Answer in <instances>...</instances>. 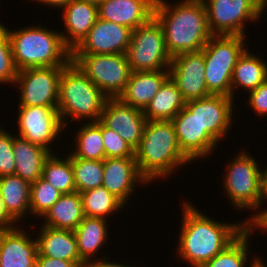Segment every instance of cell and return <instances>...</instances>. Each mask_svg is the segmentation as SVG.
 <instances>
[{"label": "cell", "mask_w": 267, "mask_h": 267, "mask_svg": "<svg viewBox=\"0 0 267 267\" xmlns=\"http://www.w3.org/2000/svg\"><path fill=\"white\" fill-rule=\"evenodd\" d=\"M107 99L108 97L74 62L71 61L62 70L59 79L57 108L65 128L69 127L67 123L69 119L71 121L78 120L79 124L84 120V122L100 120Z\"/></svg>", "instance_id": "obj_5"}, {"label": "cell", "mask_w": 267, "mask_h": 267, "mask_svg": "<svg viewBox=\"0 0 267 267\" xmlns=\"http://www.w3.org/2000/svg\"><path fill=\"white\" fill-rule=\"evenodd\" d=\"M226 164L222 187L233 208L254 210L246 219L248 224L262 209V169L250 152L242 151ZM225 176V177H224ZM255 213V214H254Z\"/></svg>", "instance_id": "obj_6"}, {"label": "cell", "mask_w": 267, "mask_h": 267, "mask_svg": "<svg viewBox=\"0 0 267 267\" xmlns=\"http://www.w3.org/2000/svg\"><path fill=\"white\" fill-rule=\"evenodd\" d=\"M247 95L249 97L245 103L253 109L254 114H258L259 118L267 116V80L256 89L249 91Z\"/></svg>", "instance_id": "obj_39"}, {"label": "cell", "mask_w": 267, "mask_h": 267, "mask_svg": "<svg viewBox=\"0 0 267 267\" xmlns=\"http://www.w3.org/2000/svg\"><path fill=\"white\" fill-rule=\"evenodd\" d=\"M99 121L136 150L147 120L143 110L125 104L119 98H108Z\"/></svg>", "instance_id": "obj_15"}, {"label": "cell", "mask_w": 267, "mask_h": 267, "mask_svg": "<svg viewBox=\"0 0 267 267\" xmlns=\"http://www.w3.org/2000/svg\"><path fill=\"white\" fill-rule=\"evenodd\" d=\"M168 78L169 70L131 72L126 88L119 99L127 105L144 111Z\"/></svg>", "instance_id": "obj_22"}, {"label": "cell", "mask_w": 267, "mask_h": 267, "mask_svg": "<svg viewBox=\"0 0 267 267\" xmlns=\"http://www.w3.org/2000/svg\"><path fill=\"white\" fill-rule=\"evenodd\" d=\"M182 153L191 161L209 157L219 144L198 122L195 114L182 108L171 120ZM214 150V151H213Z\"/></svg>", "instance_id": "obj_16"}, {"label": "cell", "mask_w": 267, "mask_h": 267, "mask_svg": "<svg viewBox=\"0 0 267 267\" xmlns=\"http://www.w3.org/2000/svg\"><path fill=\"white\" fill-rule=\"evenodd\" d=\"M244 36L213 35L202 48L205 80L211 95L231 97V78L238 59L248 46Z\"/></svg>", "instance_id": "obj_7"}, {"label": "cell", "mask_w": 267, "mask_h": 267, "mask_svg": "<svg viewBox=\"0 0 267 267\" xmlns=\"http://www.w3.org/2000/svg\"><path fill=\"white\" fill-rule=\"evenodd\" d=\"M84 216L103 218L109 215L113 217L125 205L114 195L108 192L103 186L80 193ZM107 218V219H106Z\"/></svg>", "instance_id": "obj_33"}, {"label": "cell", "mask_w": 267, "mask_h": 267, "mask_svg": "<svg viewBox=\"0 0 267 267\" xmlns=\"http://www.w3.org/2000/svg\"><path fill=\"white\" fill-rule=\"evenodd\" d=\"M126 57L131 72L169 70L172 57L165 46L163 28L154 17L132 30Z\"/></svg>", "instance_id": "obj_10"}, {"label": "cell", "mask_w": 267, "mask_h": 267, "mask_svg": "<svg viewBox=\"0 0 267 267\" xmlns=\"http://www.w3.org/2000/svg\"><path fill=\"white\" fill-rule=\"evenodd\" d=\"M14 65L17 70L37 67L67 66L72 51L65 45L59 30L41 25L7 28Z\"/></svg>", "instance_id": "obj_4"}, {"label": "cell", "mask_w": 267, "mask_h": 267, "mask_svg": "<svg viewBox=\"0 0 267 267\" xmlns=\"http://www.w3.org/2000/svg\"><path fill=\"white\" fill-rule=\"evenodd\" d=\"M103 168L102 186L124 205H128L137 185H150L140 173L136 158H105Z\"/></svg>", "instance_id": "obj_18"}, {"label": "cell", "mask_w": 267, "mask_h": 267, "mask_svg": "<svg viewBox=\"0 0 267 267\" xmlns=\"http://www.w3.org/2000/svg\"><path fill=\"white\" fill-rule=\"evenodd\" d=\"M253 232V233H252ZM254 234V231L248 227L223 251L216 254L211 260L205 263L202 267H246L247 262L252 255L250 254V238ZM249 248V249H248ZM257 255V256H256ZM253 255L252 261H249L248 267H254L262 258L256 254Z\"/></svg>", "instance_id": "obj_30"}, {"label": "cell", "mask_w": 267, "mask_h": 267, "mask_svg": "<svg viewBox=\"0 0 267 267\" xmlns=\"http://www.w3.org/2000/svg\"><path fill=\"white\" fill-rule=\"evenodd\" d=\"M68 156L72 162L77 192L81 193L102 186L103 161L78 158L71 152L68 153Z\"/></svg>", "instance_id": "obj_34"}, {"label": "cell", "mask_w": 267, "mask_h": 267, "mask_svg": "<svg viewBox=\"0 0 267 267\" xmlns=\"http://www.w3.org/2000/svg\"><path fill=\"white\" fill-rule=\"evenodd\" d=\"M185 107V100L169 77L144 110L146 120L171 121Z\"/></svg>", "instance_id": "obj_29"}, {"label": "cell", "mask_w": 267, "mask_h": 267, "mask_svg": "<svg viewBox=\"0 0 267 267\" xmlns=\"http://www.w3.org/2000/svg\"><path fill=\"white\" fill-rule=\"evenodd\" d=\"M32 1L37 2L39 4L41 3L42 6L44 4V6L49 5L51 8L52 7L58 8V12H59V9L61 10L71 0H32Z\"/></svg>", "instance_id": "obj_44"}, {"label": "cell", "mask_w": 267, "mask_h": 267, "mask_svg": "<svg viewBox=\"0 0 267 267\" xmlns=\"http://www.w3.org/2000/svg\"><path fill=\"white\" fill-rule=\"evenodd\" d=\"M132 29L98 18L72 53L126 54Z\"/></svg>", "instance_id": "obj_17"}, {"label": "cell", "mask_w": 267, "mask_h": 267, "mask_svg": "<svg viewBox=\"0 0 267 267\" xmlns=\"http://www.w3.org/2000/svg\"><path fill=\"white\" fill-rule=\"evenodd\" d=\"M247 48L235 65L231 78V97L241 88L245 93L256 89L267 80V63L261 55H255ZM253 53V54H252ZM260 56V57H259ZM235 89H239L235 91Z\"/></svg>", "instance_id": "obj_25"}, {"label": "cell", "mask_w": 267, "mask_h": 267, "mask_svg": "<svg viewBox=\"0 0 267 267\" xmlns=\"http://www.w3.org/2000/svg\"><path fill=\"white\" fill-rule=\"evenodd\" d=\"M41 226L36 238L39 255L72 262H84L80 258L74 231Z\"/></svg>", "instance_id": "obj_23"}, {"label": "cell", "mask_w": 267, "mask_h": 267, "mask_svg": "<svg viewBox=\"0 0 267 267\" xmlns=\"http://www.w3.org/2000/svg\"><path fill=\"white\" fill-rule=\"evenodd\" d=\"M195 206L188 200L183 202L176 254L191 267H202L230 245L247 228V223L219 222Z\"/></svg>", "instance_id": "obj_1"}, {"label": "cell", "mask_w": 267, "mask_h": 267, "mask_svg": "<svg viewBox=\"0 0 267 267\" xmlns=\"http://www.w3.org/2000/svg\"><path fill=\"white\" fill-rule=\"evenodd\" d=\"M154 18L163 28L165 46L171 57L202 50L213 36L203 0H180L175 4L156 0Z\"/></svg>", "instance_id": "obj_2"}, {"label": "cell", "mask_w": 267, "mask_h": 267, "mask_svg": "<svg viewBox=\"0 0 267 267\" xmlns=\"http://www.w3.org/2000/svg\"><path fill=\"white\" fill-rule=\"evenodd\" d=\"M107 222L108 220L103 218L85 216L74 230L80 258L85 263L91 261L93 257L95 260L97 252L108 242L110 229Z\"/></svg>", "instance_id": "obj_26"}, {"label": "cell", "mask_w": 267, "mask_h": 267, "mask_svg": "<svg viewBox=\"0 0 267 267\" xmlns=\"http://www.w3.org/2000/svg\"><path fill=\"white\" fill-rule=\"evenodd\" d=\"M87 2H90L92 4H95V5H99L100 3H102L104 0H85Z\"/></svg>", "instance_id": "obj_47"}, {"label": "cell", "mask_w": 267, "mask_h": 267, "mask_svg": "<svg viewBox=\"0 0 267 267\" xmlns=\"http://www.w3.org/2000/svg\"><path fill=\"white\" fill-rule=\"evenodd\" d=\"M264 208L247 224V227L252 231L255 230L256 232V229H260L263 234L267 232V208Z\"/></svg>", "instance_id": "obj_41"}, {"label": "cell", "mask_w": 267, "mask_h": 267, "mask_svg": "<svg viewBox=\"0 0 267 267\" xmlns=\"http://www.w3.org/2000/svg\"><path fill=\"white\" fill-rule=\"evenodd\" d=\"M17 72L7 27L0 22V84L14 85Z\"/></svg>", "instance_id": "obj_36"}, {"label": "cell", "mask_w": 267, "mask_h": 267, "mask_svg": "<svg viewBox=\"0 0 267 267\" xmlns=\"http://www.w3.org/2000/svg\"><path fill=\"white\" fill-rule=\"evenodd\" d=\"M262 170V199L264 205V203L267 201V166Z\"/></svg>", "instance_id": "obj_45"}, {"label": "cell", "mask_w": 267, "mask_h": 267, "mask_svg": "<svg viewBox=\"0 0 267 267\" xmlns=\"http://www.w3.org/2000/svg\"><path fill=\"white\" fill-rule=\"evenodd\" d=\"M156 0H104L98 5L99 18L132 30L154 17Z\"/></svg>", "instance_id": "obj_21"}, {"label": "cell", "mask_w": 267, "mask_h": 267, "mask_svg": "<svg viewBox=\"0 0 267 267\" xmlns=\"http://www.w3.org/2000/svg\"><path fill=\"white\" fill-rule=\"evenodd\" d=\"M31 184L17 175L0 177V195L8 214L18 223L30 215Z\"/></svg>", "instance_id": "obj_28"}, {"label": "cell", "mask_w": 267, "mask_h": 267, "mask_svg": "<svg viewBox=\"0 0 267 267\" xmlns=\"http://www.w3.org/2000/svg\"><path fill=\"white\" fill-rule=\"evenodd\" d=\"M233 105L236 107L233 98L224 95H210L185 102V107L196 115L201 127L218 143L232 129L235 109Z\"/></svg>", "instance_id": "obj_14"}, {"label": "cell", "mask_w": 267, "mask_h": 267, "mask_svg": "<svg viewBox=\"0 0 267 267\" xmlns=\"http://www.w3.org/2000/svg\"><path fill=\"white\" fill-rule=\"evenodd\" d=\"M72 62L108 98H119L131 74L126 54L72 53Z\"/></svg>", "instance_id": "obj_8"}, {"label": "cell", "mask_w": 267, "mask_h": 267, "mask_svg": "<svg viewBox=\"0 0 267 267\" xmlns=\"http://www.w3.org/2000/svg\"><path fill=\"white\" fill-rule=\"evenodd\" d=\"M79 192L62 194L59 200L42 217L43 226L74 231L84 218Z\"/></svg>", "instance_id": "obj_27"}, {"label": "cell", "mask_w": 267, "mask_h": 267, "mask_svg": "<svg viewBox=\"0 0 267 267\" xmlns=\"http://www.w3.org/2000/svg\"><path fill=\"white\" fill-rule=\"evenodd\" d=\"M62 194L40 177L30 188V215L42 217L59 200Z\"/></svg>", "instance_id": "obj_35"}, {"label": "cell", "mask_w": 267, "mask_h": 267, "mask_svg": "<svg viewBox=\"0 0 267 267\" xmlns=\"http://www.w3.org/2000/svg\"><path fill=\"white\" fill-rule=\"evenodd\" d=\"M85 267H134L133 265L130 266L128 264H121L118 262H110V260H108V257L105 255H103V258L101 256V258L99 259L98 257L95 260H91L89 262L86 263ZM137 267V266H135Z\"/></svg>", "instance_id": "obj_43"}, {"label": "cell", "mask_w": 267, "mask_h": 267, "mask_svg": "<svg viewBox=\"0 0 267 267\" xmlns=\"http://www.w3.org/2000/svg\"><path fill=\"white\" fill-rule=\"evenodd\" d=\"M61 12L66 30L60 33L65 45L73 51L99 18L98 6L85 0H71Z\"/></svg>", "instance_id": "obj_20"}, {"label": "cell", "mask_w": 267, "mask_h": 267, "mask_svg": "<svg viewBox=\"0 0 267 267\" xmlns=\"http://www.w3.org/2000/svg\"><path fill=\"white\" fill-rule=\"evenodd\" d=\"M85 262H72L37 254L36 267H85Z\"/></svg>", "instance_id": "obj_40"}, {"label": "cell", "mask_w": 267, "mask_h": 267, "mask_svg": "<svg viewBox=\"0 0 267 267\" xmlns=\"http://www.w3.org/2000/svg\"><path fill=\"white\" fill-rule=\"evenodd\" d=\"M20 225L6 211L4 201L0 195V230L10 229Z\"/></svg>", "instance_id": "obj_42"}, {"label": "cell", "mask_w": 267, "mask_h": 267, "mask_svg": "<svg viewBox=\"0 0 267 267\" xmlns=\"http://www.w3.org/2000/svg\"><path fill=\"white\" fill-rule=\"evenodd\" d=\"M13 140L14 135L0 127V177L15 175L16 165L13 154Z\"/></svg>", "instance_id": "obj_38"}, {"label": "cell", "mask_w": 267, "mask_h": 267, "mask_svg": "<svg viewBox=\"0 0 267 267\" xmlns=\"http://www.w3.org/2000/svg\"><path fill=\"white\" fill-rule=\"evenodd\" d=\"M65 67L18 70L13 85L20 90L18 106H57L59 79Z\"/></svg>", "instance_id": "obj_12"}, {"label": "cell", "mask_w": 267, "mask_h": 267, "mask_svg": "<svg viewBox=\"0 0 267 267\" xmlns=\"http://www.w3.org/2000/svg\"><path fill=\"white\" fill-rule=\"evenodd\" d=\"M13 154L15 157V175L30 184L42 177L43 165L51 152L44 147L14 134Z\"/></svg>", "instance_id": "obj_24"}, {"label": "cell", "mask_w": 267, "mask_h": 267, "mask_svg": "<svg viewBox=\"0 0 267 267\" xmlns=\"http://www.w3.org/2000/svg\"><path fill=\"white\" fill-rule=\"evenodd\" d=\"M17 109V136L55 152L52 143L60 140V136L63 138L60 134L66 129L57 106H19Z\"/></svg>", "instance_id": "obj_11"}, {"label": "cell", "mask_w": 267, "mask_h": 267, "mask_svg": "<svg viewBox=\"0 0 267 267\" xmlns=\"http://www.w3.org/2000/svg\"><path fill=\"white\" fill-rule=\"evenodd\" d=\"M105 158H135V150L114 130L101 123Z\"/></svg>", "instance_id": "obj_37"}, {"label": "cell", "mask_w": 267, "mask_h": 267, "mask_svg": "<svg viewBox=\"0 0 267 267\" xmlns=\"http://www.w3.org/2000/svg\"><path fill=\"white\" fill-rule=\"evenodd\" d=\"M203 2L212 35L246 37V21L249 23L260 21L267 7L264 0H203Z\"/></svg>", "instance_id": "obj_9"}, {"label": "cell", "mask_w": 267, "mask_h": 267, "mask_svg": "<svg viewBox=\"0 0 267 267\" xmlns=\"http://www.w3.org/2000/svg\"><path fill=\"white\" fill-rule=\"evenodd\" d=\"M62 157L55 153L50 154L44 162L42 178L61 194L76 192L71 159L68 155Z\"/></svg>", "instance_id": "obj_32"}, {"label": "cell", "mask_w": 267, "mask_h": 267, "mask_svg": "<svg viewBox=\"0 0 267 267\" xmlns=\"http://www.w3.org/2000/svg\"><path fill=\"white\" fill-rule=\"evenodd\" d=\"M84 124V125H82ZM75 135V148L72 147L71 153L78 158L87 160L105 159L103 138L101 135V122L82 123ZM74 150V151H73Z\"/></svg>", "instance_id": "obj_31"}, {"label": "cell", "mask_w": 267, "mask_h": 267, "mask_svg": "<svg viewBox=\"0 0 267 267\" xmlns=\"http://www.w3.org/2000/svg\"><path fill=\"white\" fill-rule=\"evenodd\" d=\"M135 158L149 183L166 179L191 162L181 151L172 122L165 120L146 121Z\"/></svg>", "instance_id": "obj_3"}, {"label": "cell", "mask_w": 267, "mask_h": 267, "mask_svg": "<svg viewBox=\"0 0 267 267\" xmlns=\"http://www.w3.org/2000/svg\"><path fill=\"white\" fill-rule=\"evenodd\" d=\"M203 50L172 57L169 77L177 86L185 102L209 97L205 80Z\"/></svg>", "instance_id": "obj_13"}, {"label": "cell", "mask_w": 267, "mask_h": 267, "mask_svg": "<svg viewBox=\"0 0 267 267\" xmlns=\"http://www.w3.org/2000/svg\"><path fill=\"white\" fill-rule=\"evenodd\" d=\"M18 226L0 230V267H36L38 244Z\"/></svg>", "instance_id": "obj_19"}, {"label": "cell", "mask_w": 267, "mask_h": 267, "mask_svg": "<svg viewBox=\"0 0 267 267\" xmlns=\"http://www.w3.org/2000/svg\"><path fill=\"white\" fill-rule=\"evenodd\" d=\"M254 267H267L263 258Z\"/></svg>", "instance_id": "obj_46"}]
</instances>
